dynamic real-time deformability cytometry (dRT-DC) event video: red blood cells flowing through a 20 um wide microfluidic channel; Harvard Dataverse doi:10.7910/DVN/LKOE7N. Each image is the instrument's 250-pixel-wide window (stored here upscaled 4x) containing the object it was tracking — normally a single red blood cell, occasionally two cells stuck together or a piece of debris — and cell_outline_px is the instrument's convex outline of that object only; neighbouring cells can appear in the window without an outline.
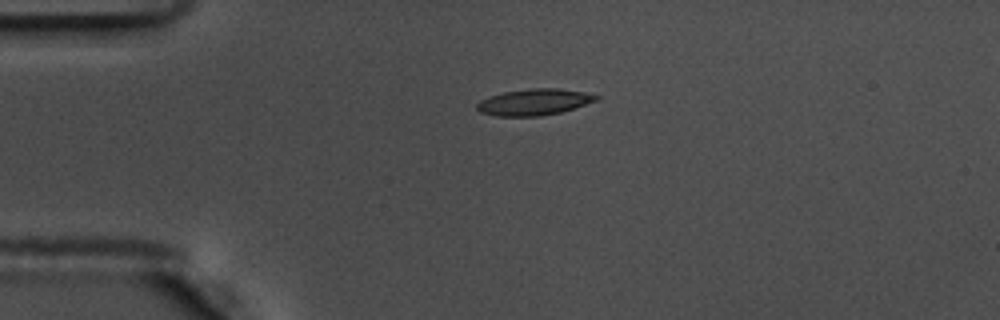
{"species": "common noctule bat (a hibernating species)", "species_latin": "Nyctalus noctula", "temperature_condition": "warm", "stored_images_in_passage": 43, "camera_frame_rate_fps": 3000, "um_per_image_px": 0.085, "animal": {"sex": "male", "body_mass_g": 17.5, "forearm_length_mm": 52.3}, "frame": {"image": 1, "passage_image": 1, "time_ms": 0.0, "image_size_px": [1000, 320], "cell_outline_px": [[600, 96], [596, 100], [560, 112], [540, 116], [496, 116], [480, 112], [476, 108], [476, 104], [480, 100], [504, 92], [532, 88], [556, 88], [584, 92]], "centroid_in_image_um": [45.36, 8.68], "position_along_channel_um": 39.6, "area_um2": 17.98}}
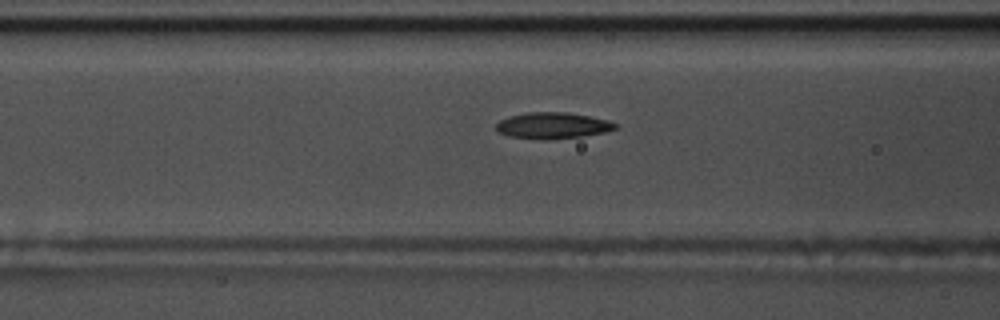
{"frame": {"image": 2, "passage_image": 10, "time_ms": 3.0, "image_size_px": [1000, 320], "cell_outline_px": [[620, 124], [616, 128], [604, 132], [580, 136], [508, 136], [500, 132], [496, 128], [496, 124], [500, 120], [512, 116], [528, 112], [568, 112], [608, 120]], "centroid_in_image_um": [47.04, 10.6], "position_along_channel_um": 119.6, "area_um2": 16.99}}
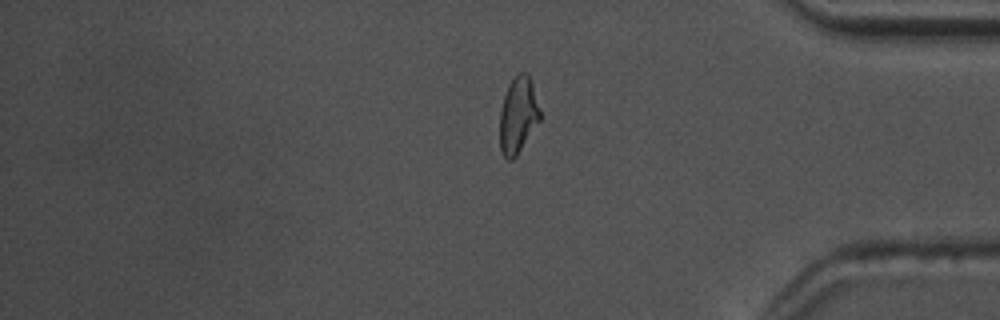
{"frame": {"image": 3, "passage_image": 34, "time_ms": 11.0, "image_size_px": [1000, 320], "cell_outline_px": [[540, 120], [516, 156], [512, 160], [508, 160], [504, 156], [500, 148], [500, 112], [504, 96], [508, 84], [520, 72], [524, 72], [528, 76], [532, 84], [540, 108]], "centroid_in_image_um": [44.03, 9.8], "position_along_channel_um": 391.2, "area_um2": 17.63}, "authors_computed_cell_mechanics": {"area_um2": 17.9758, "velocity_mm_per_s": 3.6723, "shape_relaxation_time_tau1_ms": 7.8102, "shape_relaxation_time_tau2_ms": 3.2745, "deformation_change_tau1": 0.2373, "deformation_change_tau2": 0.0843}}